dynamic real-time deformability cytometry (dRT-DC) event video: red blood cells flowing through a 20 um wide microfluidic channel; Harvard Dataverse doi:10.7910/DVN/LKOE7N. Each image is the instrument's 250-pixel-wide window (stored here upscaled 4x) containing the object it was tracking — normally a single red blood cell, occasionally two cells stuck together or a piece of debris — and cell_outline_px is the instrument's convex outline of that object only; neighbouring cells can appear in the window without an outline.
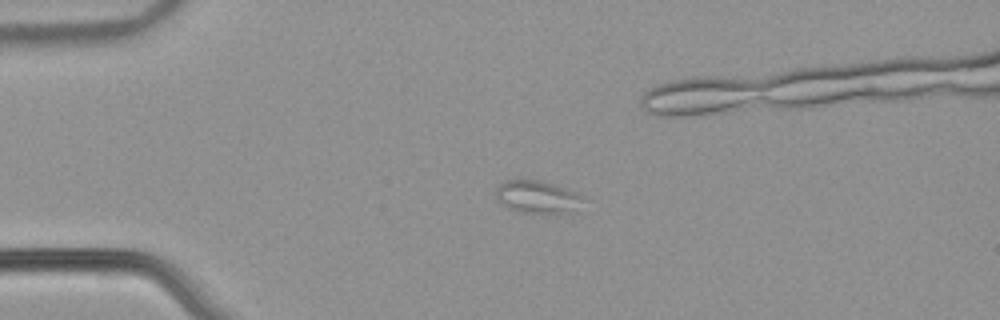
{"species": "common noctule bat (a hibernating species)", "species_latin": "Nyctalus noctula", "temperature_condition": "warm", "stored_images_in_passage": 42, "camera_frame_rate_fps": 3000, "um_per_image_px": 0.085, "animal": {"sex": "male", "body_mass_g": 21.5, "forearm_length_mm": 52.0}, "frame": {"image": 1, "passage_image": 1, "time_ms": 0.0, "image_size_px": [1000, 320], "cell_outline_px": [[580, 200], [572, 212], [556, 216], [520, 212], [504, 208], [500, 204], [496, 196], [496, 188], [500, 184], [508, 180], [540, 180], [576, 192], [580, 196]], "centroid_in_image_um": [45.61, 16.79], "position_along_channel_um": 39.4, "area_um2": 16.82}}
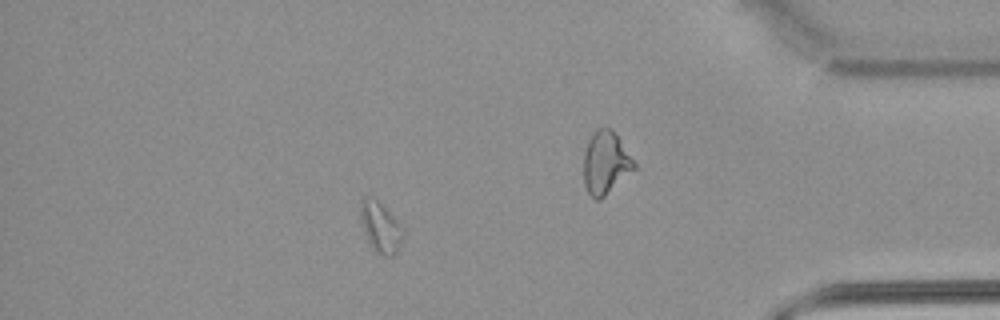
{"frame": {"image": 2, "passage_image": 35, "time_ms": 11.333, "image_size_px": [1000, 320], "cell_outline_px": [[404, 236], [396, 252], [392, 256], [384, 256], [376, 252], [368, 240], [364, 232], [360, 216], [360, 200], [364, 196], [372, 196], [396, 220], [404, 232]], "centroid_in_image_um": [32.32, 19.31], "position_along_channel_um": 402.9, "area_um2": 12.25}}